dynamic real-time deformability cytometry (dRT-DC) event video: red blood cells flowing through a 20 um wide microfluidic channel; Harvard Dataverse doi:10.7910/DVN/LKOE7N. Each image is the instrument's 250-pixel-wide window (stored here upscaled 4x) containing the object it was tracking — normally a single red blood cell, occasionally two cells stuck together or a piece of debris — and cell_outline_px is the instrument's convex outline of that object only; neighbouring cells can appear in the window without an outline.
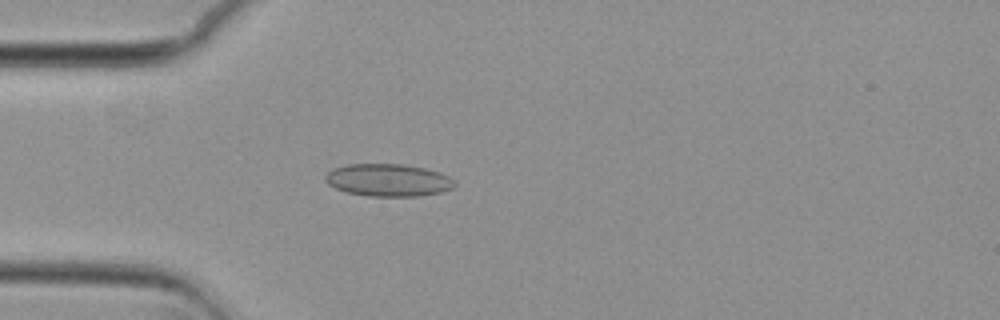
{"species": "common noctule bat (a hibernating species)", "species_latin": "Nyctalus noctula", "temperature_condition": "cold", "stored_images_in_passage": 53, "camera_frame_rate_fps": 3000, "um_per_image_px": 0.085, "animal": {"sex": "female", "body_mass_g": 29.2, "forearm_length_mm": 56.3}, "frame": {"image": 1, "passage_image": 14, "time_ms": 4.333, "image_size_px": [1000, 320], "cell_outline_px": [[456, 184], [452, 188], [440, 192], [416, 196], [368, 196], [344, 192], [328, 184], [324, 180], [324, 176], [332, 168], [348, 164], [400, 164], [424, 168], [440, 172], [448, 176]], "centroid_in_image_um": [32.95, 15.31], "position_along_channel_um": 52.1, "area_um2": 24.45}}
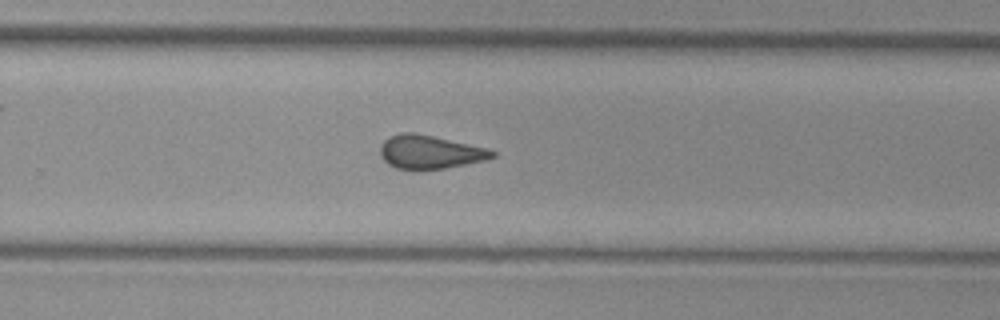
{"frame": {"image": 2, "passage_image": 34, "time_ms": 11.0, "image_size_px": [1000, 320], "cell_outline_px": [[496, 156], [484, 160], [444, 168], [420, 172], [412, 172], [396, 168], [388, 164], [380, 156], [380, 144], [388, 136], [400, 132], [416, 132], [488, 148], [496, 152]], "centroid_in_image_um": [36.48, 12.94], "position_along_channel_um": 293.3, "area_um2": 22.54}}
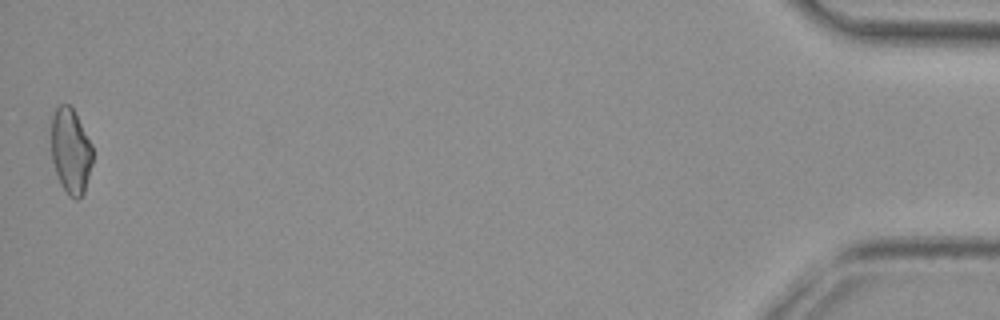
{"frame": {"image": 3, "passage_image": 53, "time_ms": 17.333, "image_size_px": [1000, 320], "cell_outline_px": [[92, 164], [84, 192], [76, 200], [68, 196], [60, 184], [52, 160], [52, 116], [56, 108], [60, 104], [68, 104], [72, 108], [92, 144]], "centroid_in_image_um": [6.01, 12.86], "position_along_channel_um": 429.2, "area_um2": 20.4}, "authors_computed_cell_mechanics": {"area_um2": 22.1952, "velocity_mm_per_s": 3.7438, "shape_relaxation_time_tau1_ms": null, "shape_relaxation_time_tau2_ms": 2.0756, "deformation_change_tau1": null, "deformation_change_tau2": 0.0903}}